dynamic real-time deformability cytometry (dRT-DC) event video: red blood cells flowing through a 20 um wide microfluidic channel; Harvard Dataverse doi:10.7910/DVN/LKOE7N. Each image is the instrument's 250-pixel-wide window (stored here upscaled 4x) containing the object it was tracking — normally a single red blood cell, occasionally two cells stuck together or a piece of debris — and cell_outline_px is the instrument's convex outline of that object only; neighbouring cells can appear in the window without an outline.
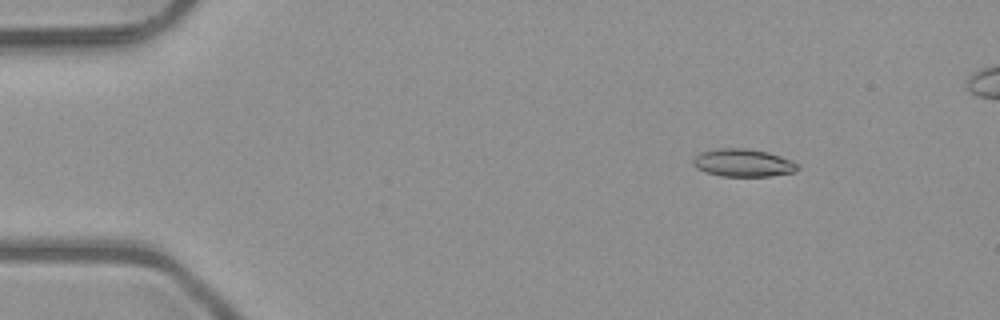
{"species": "common noctule bat (a hibernating species)", "species_latin": "Nyctalus noctula", "temperature_condition": "room temperature", "stored_images_in_passage": 4, "camera_frame_rate_fps": 3000, "um_per_image_px": 0.085, "animal": {"sex": "male", "body_mass_g": 23.1, "forearm_length_mm": 52.7}, "frame": {"image": 1, "passage_image": 1, "time_ms": 0.0, "image_size_px": [1000, 320], "cell_outline_px": [[800, 168], [792, 172], [772, 176], [720, 176], [696, 168], [692, 164], [692, 160], [700, 152], [716, 148], [748, 148], [768, 152], [792, 160], [800, 164]], "centroid_in_image_um": [63.18, 13.83], "position_along_channel_um": 21.8, "area_um2": 17.05}}